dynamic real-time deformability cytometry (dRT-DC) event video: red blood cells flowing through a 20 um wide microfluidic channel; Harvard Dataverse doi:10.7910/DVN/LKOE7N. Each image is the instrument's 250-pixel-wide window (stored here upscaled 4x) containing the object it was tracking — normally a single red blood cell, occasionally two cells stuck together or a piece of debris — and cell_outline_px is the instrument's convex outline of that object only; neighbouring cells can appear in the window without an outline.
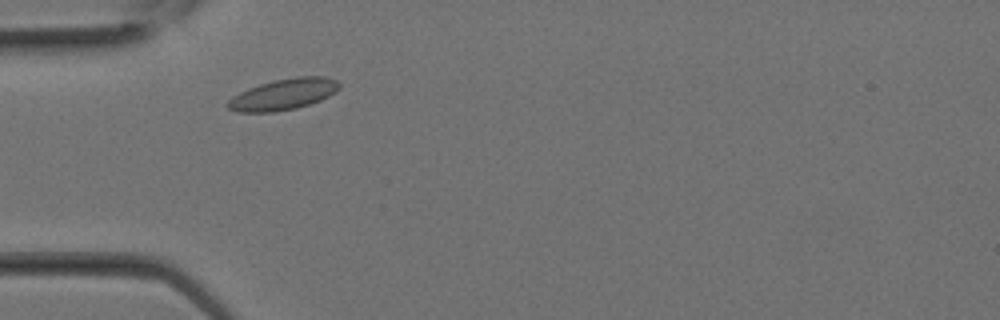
{"species": "Egyptian fruit bat (a non-hibernating species)", "species_latin": "Rousettus aegyptiacus", "temperature_condition": "room temperature", "stored_images_in_passage": 6, "camera_frame_rate_fps": 3000, "um_per_image_px": 0.085, "animal": {"sex": "female"}, "frame": {"image": 1, "passage_image": 3, "time_ms": 0.667, "image_size_px": [1000, 320], "cell_outline_px": [[340, 88], [336, 92], [320, 100], [296, 108], [272, 112], [236, 112], [228, 108], [224, 104], [232, 96], [248, 88], [260, 84], [276, 80], [296, 76], [324, 76], [336, 80], [340, 84]], "centroid_in_image_um": [24.07, 8.02], "position_along_channel_um": 60.9, "area_um2": 20.23}}
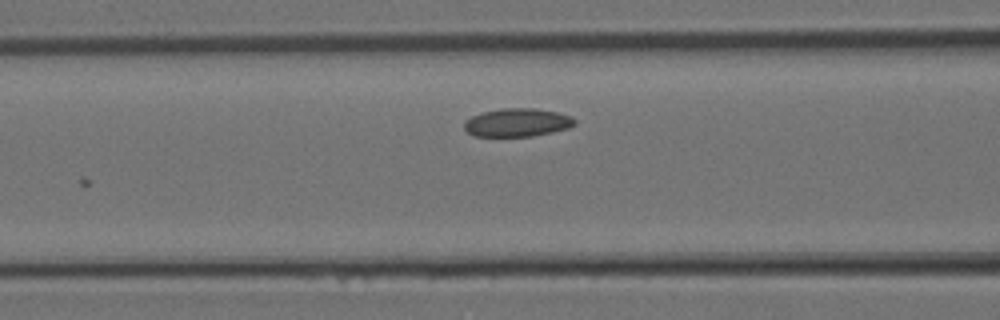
{"frame": {"image": 2, "passage_image": 6, "time_ms": 1.667, "image_size_px": [1000, 320], "cell_outline_px": [[576, 124], [568, 128], [552, 132], [532, 136], [472, 136], [464, 128], [464, 120], [480, 112], [504, 108], [536, 108], [560, 112], [572, 116], [576, 120]], "centroid_in_image_um": [43.98, 10.4], "position_along_channel_um": 122.6, "area_um2": 18.44}}